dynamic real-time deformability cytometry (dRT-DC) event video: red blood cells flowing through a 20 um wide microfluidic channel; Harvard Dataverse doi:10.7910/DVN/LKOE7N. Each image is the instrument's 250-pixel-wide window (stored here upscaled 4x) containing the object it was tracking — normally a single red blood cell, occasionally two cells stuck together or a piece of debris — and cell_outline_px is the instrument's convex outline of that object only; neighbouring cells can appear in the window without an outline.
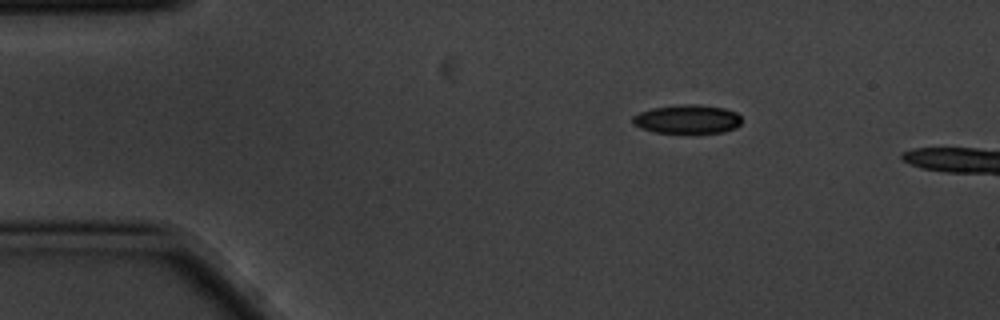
{"species": "common noctule bat (a hibernating species)", "species_latin": "Nyctalus noctula", "temperature_condition": "cold", "stored_images_in_passage": 3, "camera_frame_rate_fps": 3000, "um_per_image_px": 0.085, "animal": {"sex": "male", "body_mass_g": 20.1, "forearm_length_mm": 53.5}, "frame": {"image": 1, "passage_image": 1, "time_ms": 0.0, "image_size_px": [1000, 320], "cell_outline_px": [[740, 124], [736, 128], [724, 132], [688, 136], [656, 132], [640, 128], [632, 124], [632, 116], [640, 112], [652, 108], [680, 104], [700, 104], [724, 108], [736, 112], [740, 116]], "centroid_in_image_um": [58.42, 10.18], "position_along_channel_um": 26.6, "area_um2": 19.25}}